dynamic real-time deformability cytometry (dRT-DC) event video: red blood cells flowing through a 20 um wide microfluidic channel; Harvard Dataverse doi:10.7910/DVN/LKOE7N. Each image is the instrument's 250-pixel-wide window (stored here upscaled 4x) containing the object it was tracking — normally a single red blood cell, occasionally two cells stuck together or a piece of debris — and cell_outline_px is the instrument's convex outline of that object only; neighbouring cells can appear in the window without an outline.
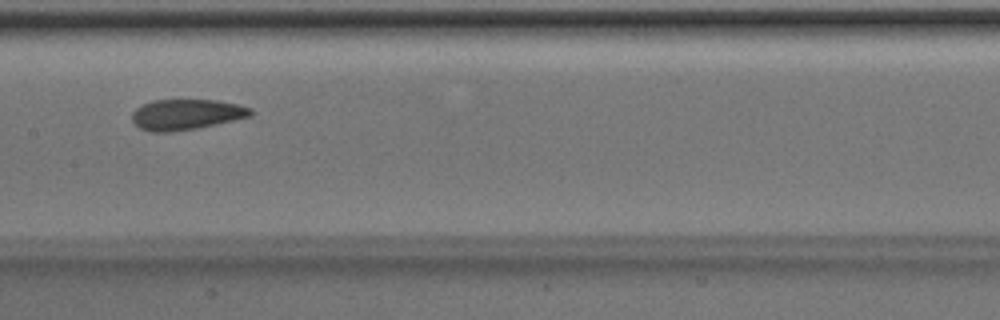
{"species": "Egyptian fruit bat (a non-hibernating species)", "species_latin": "Rousettus aegyptiacus", "temperature_condition": "room temperature", "stored_images_in_passage": 45, "camera_frame_rate_fps": 3000, "um_per_image_px": 0.085, "animal": {"sex": "male"}, "frame": {"image": 1, "passage_image": 20, "time_ms": 6.333, "image_size_px": [1000, 320], "cell_outline_px": [[252, 116], [216, 124], [196, 128], [172, 132], [152, 132], [140, 128], [132, 120], [132, 112], [140, 104], [152, 100], [216, 100], [236, 104], [252, 108]], "centroid_in_image_um": [15.81, 9.72], "position_along_channel_um": 191.6, "area_um2": 21.15}}
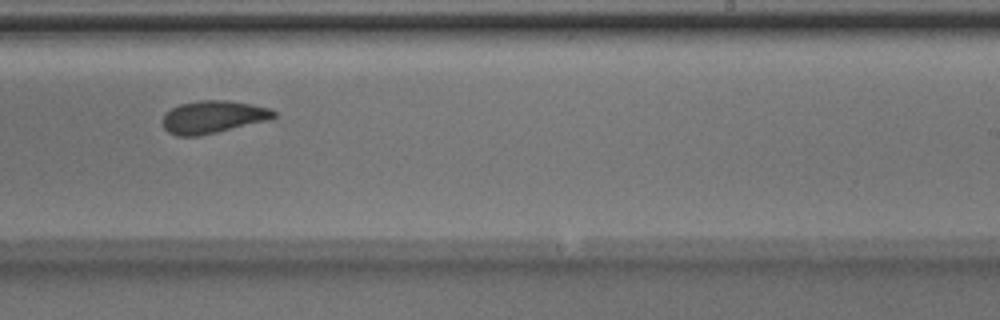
{"frame": {"image": 2, "passage_image": 26, "time_ms": 8.333, "image_size_px": [1000, 320], "cell_outline_px": [[276, 116], [272, 120], [200, 136], [176, 136], [168, 132], [164, 128], [164, 116], [172, 108], [180, 104], [200, 100], [228, 100], [252, 104], [268, 108], [276, 112]], "centroid_in_image_um": [18.16, 9.95], "position_along_channel_um": 270.8, "area_um2": 21.21}}
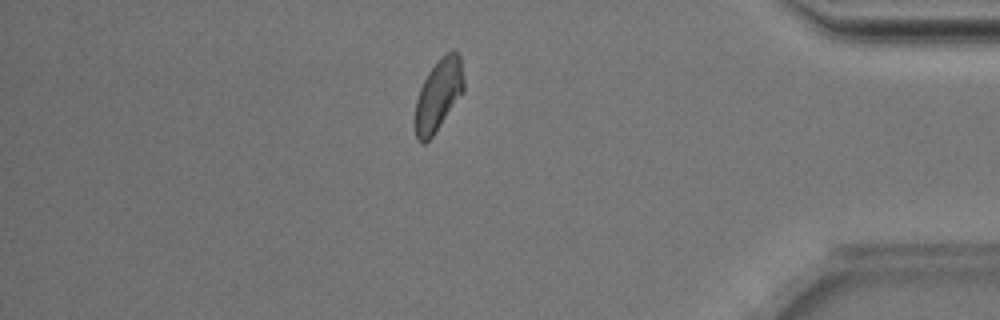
{"frame": {"image": 3, "passage_image": 38, "time_ms": 12.333, "image_size_px": [1000, 320], "cell_outline_px": [[464, 92], [432, 136], [424, 144], [420, 144], [416, 140], [416, 100], [420, 88], [428, 72], [436, 60], [448, 52], [456, 52], [460, 56], [464, 80]], "centroid_in_image_um": [37.27, 8.07], "position_along_channel_um": 397.9, "area_um2": 20.17}, "authors_computed_cell_mechanics": {"area_um2": 21.2126, "velocity_mm_per_s": 3.9945, "shape_relaxation_time_tau1_ms": 7.5235, "shape_relaxation_time_tau2_ms": 1.7618, "deformation_change_tau1": 0.1706, "deformation_change_tau2": 0.0698}}